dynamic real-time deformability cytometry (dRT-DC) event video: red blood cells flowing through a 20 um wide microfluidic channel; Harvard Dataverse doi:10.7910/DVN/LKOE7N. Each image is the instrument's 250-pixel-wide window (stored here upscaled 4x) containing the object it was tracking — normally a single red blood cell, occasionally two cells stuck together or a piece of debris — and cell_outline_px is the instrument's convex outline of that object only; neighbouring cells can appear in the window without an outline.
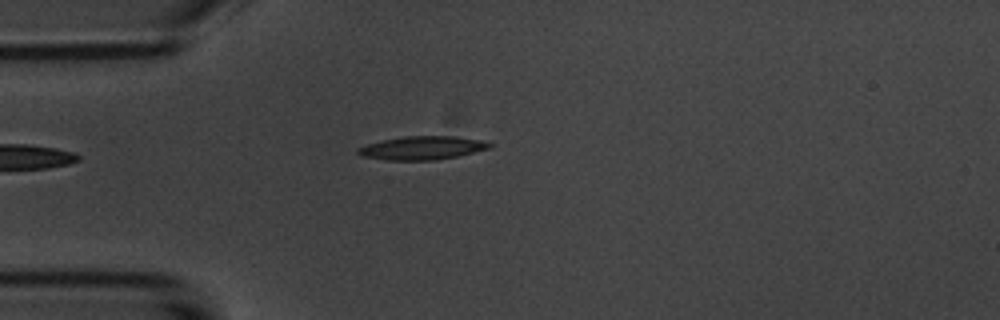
{"species": "common noctule bat (a hibernating species)", "species_latin": "Nyctalus noctula", "temperature_condition": "room temperature", "stored_images_in_passage": 36, "camera_frame_rate_fps": 3000, "um_per_image_px": 0.085, "animal": {"sex": "male", "body_mass_g": 20.1, "forearm_length_mm": 53.5}, "frame": {"image": 1, "passage_image": 1, "time_ms": 0.0, "image_size_px": [1000, 320], "cell_outline_px": [[492, 148], [456, 156], [432, 160], [388, 160], [360, 156], [356, 152], [356, 148], [380, 140], [404, 136], [452, 136], [480, 140], [492, 144]], "centroid_in_image_um": [35.83, 12.57], "position_along_channel_um": 49.2, "area_um2": 17.92}}
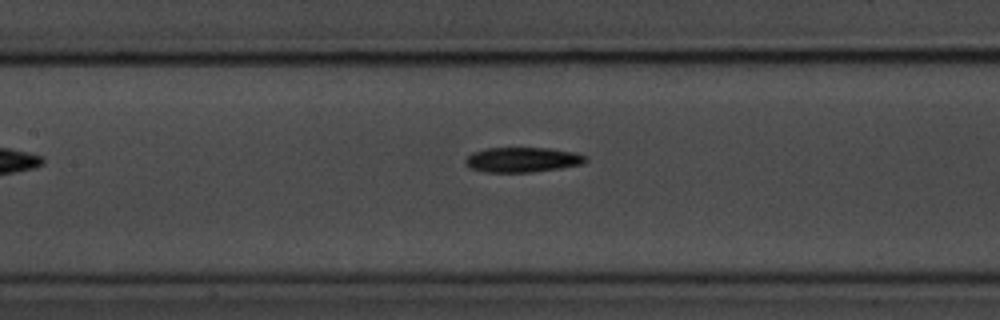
{"frame": {"image": 2, "passage_image": 11, "time_ms": 3.333, "image_size_px": [1000, 320], "cell_outline_px": [[588, 160], [584, 164], [560, 168], [532, 172], [484, 172], [468, 168], [464, 160], [472, 152], [488, 148], [552, 148], [576, 152], [588, 156]], "centroid_in_image_um": [44.44, 13.57], "position_along_channel_um": 163.0, "area_um2": 17.74}}
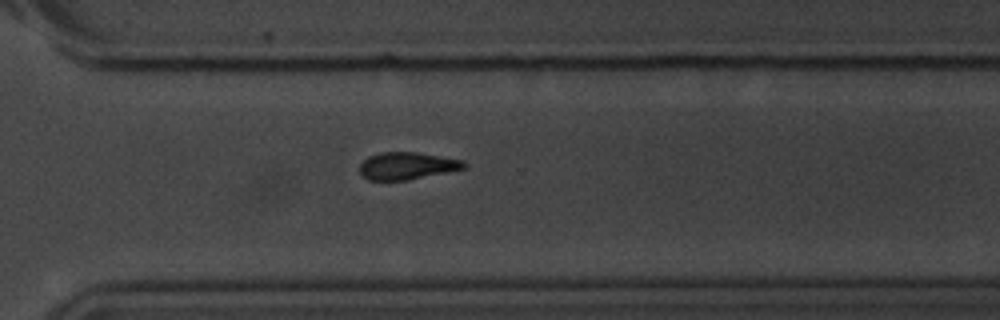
{"frame": {"image": 3, "passage_image": 25, "time_ms": 8.0, "image_size_px": [1000, 320], "cell_outline_px": [[468, 168], [408, 180], [368, 180], [360, 172], [360, 164], [368, 156], [380, 152], [416, 152], [464, 160], [468, 164]], "centroid_in_image_um": [34.64, 14.09], "position_along_channel_um": 336.0, "area_um2": 16.7}, "authors_computed_cell_mechanics": {"area_um2": 17.3689, "velocity_mm_per_s": 3.7201, "shape_relaxation_time_tau1_ms": 4.0145, "shape_relaxation_time_tau2_ms": null, "deformation_change_tau1": 0.1556, "deformation_change_tau2": null}}